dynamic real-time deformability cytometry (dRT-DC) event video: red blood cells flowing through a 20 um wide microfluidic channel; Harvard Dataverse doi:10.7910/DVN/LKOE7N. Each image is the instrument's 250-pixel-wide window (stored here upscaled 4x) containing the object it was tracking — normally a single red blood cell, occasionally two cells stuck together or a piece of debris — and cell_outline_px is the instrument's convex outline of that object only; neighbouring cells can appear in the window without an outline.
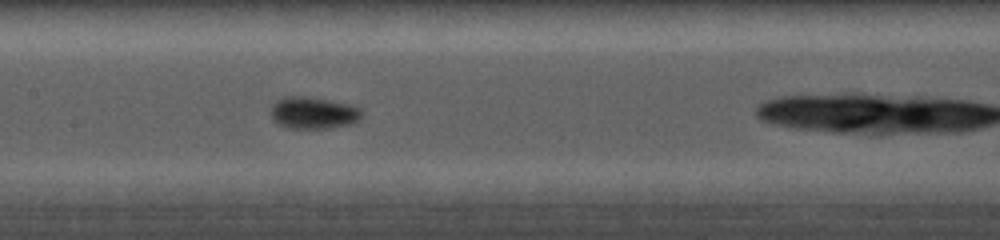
{"species": "common noctule bat (a hibernating species)", "species_latin": "Nyctalus noctula", "temperature_condition": "cold", "stored_images_in_passage": 6, "camera_frame_rate_fps": 5000, "um_per_image_px": 0.085, "animal": {"sex": "female", "body_mass_g": 19.0, "forearm_length_mm": 56.7}, "frame": {"image": 1, "passage_image": 5, "time_ms": 3.4, "image_size_px": [1000, 240], "cell_outline_px": [[360, 116], [356, 120], [348, 124], [328, 128], [288, 128], [276, 124], [272, 116], [272, 104], [276, 100], [284, 96], [300, 96], [324, 100], [344, 104], [356, 108], [360, 112]], "centroid_in_image_um": [26.5, 9.6], "position_along_channel_um": 180.9, "area_um2": 16.24}}